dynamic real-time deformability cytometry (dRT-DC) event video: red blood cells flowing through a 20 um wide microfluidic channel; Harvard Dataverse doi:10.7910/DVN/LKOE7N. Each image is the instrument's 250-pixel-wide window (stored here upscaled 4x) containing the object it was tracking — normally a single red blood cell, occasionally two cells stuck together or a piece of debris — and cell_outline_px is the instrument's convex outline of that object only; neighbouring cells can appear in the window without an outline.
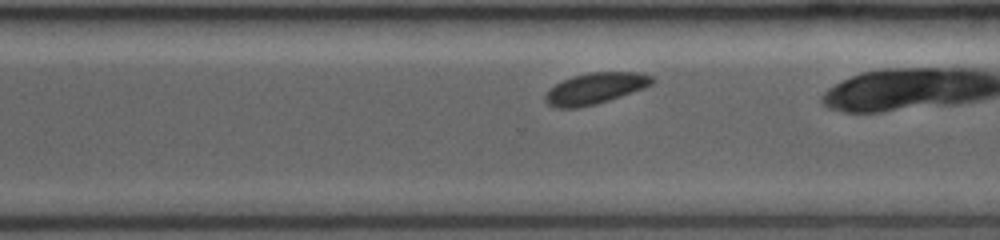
{"species": "common noctule bat (a hibernating species)", "species_latin": "Nyctalus noctula", "temperature_condition": "room temperature", "stored_images_in_passage": 33, "camera_frame_rate_fps": 3500, "um_per_image_px": 0.085, "animal": {"sex": "female", "body_mass_g": 19.0, "forearm_length_mm": 53.3}, "frame": {"image": 1, "passage_image": 24, "time_ms": 6.571, "image_size_px": [1000, 240], "cell_outline_px": [[652, 84], [644, 88], [596, 104], [576, 108], [556, 108], [548, 104], [544, 100], [544, 96], [556, 84], [572, 76], [592, 72], [640, 72], [652, 76]], "centroid_in_image_um": [50.59, 7.51], "position_along_channel_um": 320.0, "area_um2": 19.13}, "authors_computed_cell_mechanics": {"area_um2": 19.1318, "velocity_mm_per_s": 4.0052, "shape_relaxation_time_tau1_ms": null, "shape_relaxation_time_tau2_ms": 6.1895, "deformation_change_tau1": null, "deformation_change_tau2": 0.074}}